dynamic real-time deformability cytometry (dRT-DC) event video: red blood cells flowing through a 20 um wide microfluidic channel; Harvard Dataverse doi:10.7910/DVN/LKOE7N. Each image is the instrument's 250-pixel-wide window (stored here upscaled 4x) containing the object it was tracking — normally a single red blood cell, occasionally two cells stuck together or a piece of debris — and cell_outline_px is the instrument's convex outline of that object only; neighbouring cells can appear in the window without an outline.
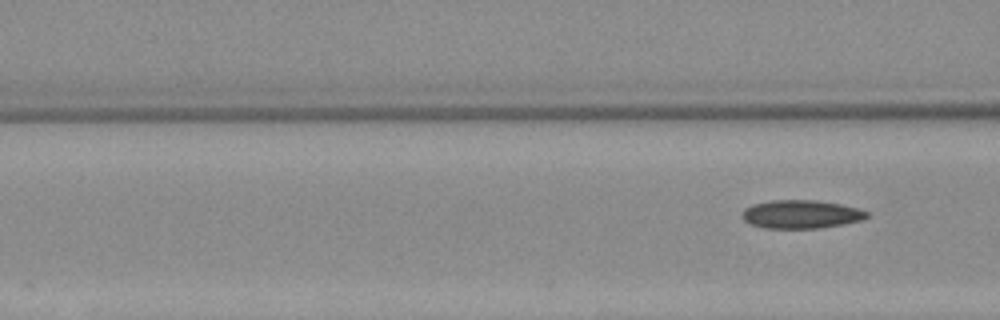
{"species": "Egyptian fruit bat (a non-hibernating species)", "species_latin": "Rousettus aegyptiacus", "temperature_condition": "warm", "stored_images_in_passage": 3, "camera_frame_rate_fps": 3000, "um_per_image_px": 0.085, "animal": {"sex": "female"}, "frame": {"image": 1, "passage_image": 3, "time_ms": 2.667, "image_size_px": [1000, 320], "cell_outline_px": [[868, 216], [860, 220], [844, 224], [816, 228], [764, 228], [752, 224], [744, 220], [740, 216], [744, 208], [752, 204], [772, 200], [816, 200], [840, 204], [856, 208], [868, 212]], "centroid_in_image_um": [68.04, 18.2], "position_along_channel_um": 98.6, "area_um2": 20.52}}